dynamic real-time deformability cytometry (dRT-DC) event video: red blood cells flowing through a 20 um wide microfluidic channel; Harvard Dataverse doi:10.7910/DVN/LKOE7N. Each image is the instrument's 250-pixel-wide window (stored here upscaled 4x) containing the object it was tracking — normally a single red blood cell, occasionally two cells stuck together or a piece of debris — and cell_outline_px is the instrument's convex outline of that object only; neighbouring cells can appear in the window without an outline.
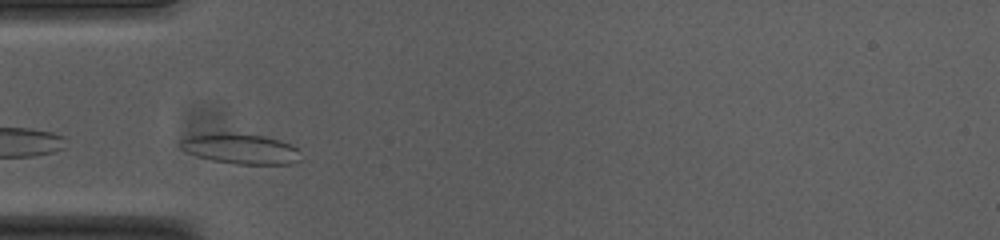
{"species": "common noctule bat (a hibernating species)", "species_latin": "Nyctalus noctula", "temperature_condition": "cold", "stored_images_in_passage": 33, "camera_frame_rate_fps": 3000, "um_per_image_px": 0.085, "animal": {"sex": "female", "body_mass_g": 23.0, "forearm_length_mm": 53.4}, "frame": {"image": 1, "passage_image": 6, "time_ms": 1.667, "image_size_px": [1000, 240], "cell_outline_px": [[300, 160], [292, 164], [236, 164], [212, 160], [196, 156], [180, 148], [180, 140], [188, 136], [208, 132], [228, 132], [264, 136], [292, 144], [300, 152]], "centroid_in_image_um": [20.43, 12.63], "position_along_channel_um": 64.6, "area_um2": 21.5}, "authors_computed_cell_mechanics": {"area_um2": 19.1318, "velocity_mm_per_s": 3.6689, "shape_relaxation_time_tau1_ms": 1.4911, "shape_relaxation_time_tau2_ms": null, "deformation_change_tau1": 0.045, "deformation_change_tau2": null}}